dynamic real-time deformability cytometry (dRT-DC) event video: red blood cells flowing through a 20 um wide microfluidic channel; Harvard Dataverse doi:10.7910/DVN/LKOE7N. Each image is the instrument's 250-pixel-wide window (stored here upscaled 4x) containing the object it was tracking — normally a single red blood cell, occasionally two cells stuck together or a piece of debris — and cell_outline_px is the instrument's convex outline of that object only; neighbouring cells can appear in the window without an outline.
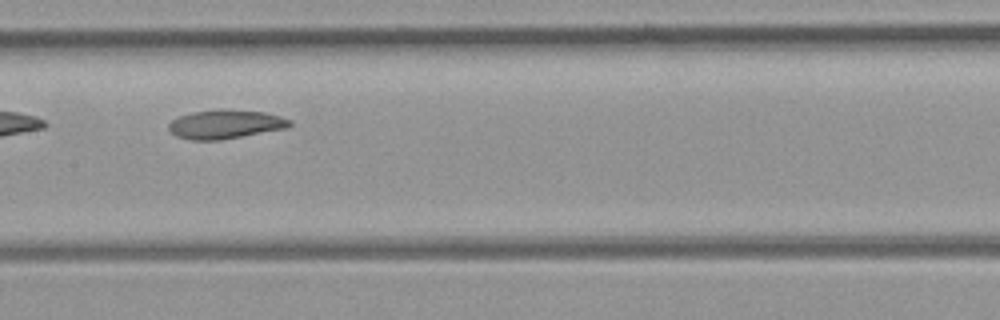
{"species": "common noctule bat (a hibernating species)", "species_latin": "Nyctalus noctula", "temperature_condition": "room temperature", "stored_images_in_passage": 25, "camera_frame_rate_fps": 3000, "um_per_image_px": 0.085, "animal": {"sex": "female", "body_mass_g": 21.9}, "frame": {"image": 1, "passage_image": 15, "time_ms": 4.667, "image_size_px": [1000, 320], "cell_outline_px": [[292, 124], [288, 128], [220, 140], [192, 140], [176, 136], [168, 128], [168, 124], [172, 120], [180, 116], [192, 112], [228, 108], [264, 112], [280, 116], [292, 120]], "centroid_in_image_um": [19.19, 10.55], "position_along_channel_um": 188.2, "area_um2": 20.52}}
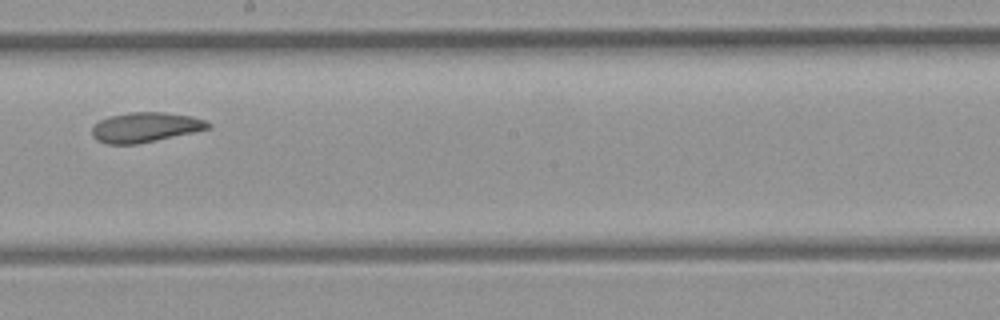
{"frame": {"image": 2, "passage_image": 18, "time_ms": 5.667, "image_size_px": [1000, 320], "cell_outline_px": [[212, 128], [156, 140], [136, 144], [108, 144], [96, 140], [92, 136], [92, 128], [100, 120], [108, 116], [132, 112], [164, 112], [192, 116], [204, 120], [212, 124]], "centroid_in_image_um": [12.36, 10.81], "position_along_channel_um": 235.8, "area_um2": 20.17}}